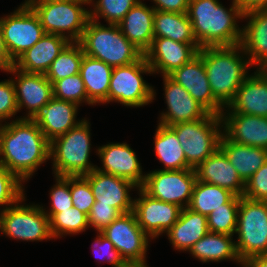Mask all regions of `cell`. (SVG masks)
Here are the masks:
<instances>
[{
    "label": "cell",
    "instance_id": "obj_1",
    "mask_svg": "<svg viewBox=\"0 0 267 267\" xmlns=\"http://www.w3.org/2000/svg\"><path fill=\"white\" fill-rule=\"evenodd\" d=\"M0 165L21 182L50 158V142L34 119L20 118L0 127Z\"/></svg>",
    "mask_w": 267,
    "mask_h": 267
},
{
    "label": "cell",
    "instance_id": "obj_2",
    "mask_svg": "<svg viewBox=\"0 0 267 267\" xmlns=\"http://www.w3.org/2000/svg\"><path fill=\"white\" fill-rule=\"evenodd\" d=\"M187 15L200 48L241 43L242 29L236 18H243L244 13L235 0L229 11L218 0H189Z\"/></svg>",
    "mask_w": 267,
    "mask_h": 267
},
{
    "label": "cell",
    "instance_id": "obj_3",
    "mask_svg": "<svg viewBox=\"0 0 267 267\" xmlns=\"http://www.w3.org/2000/svg\"><path fill=\"white\" fill-rule=\"evenodd\" d=\"M244 52L241 44L202 47L198 54L206 68L207 79L214 98L224 107L232 102L238 88L247 76L248 60L238 54Z\"/></svg>",
    "mask_w": 267,
    "mask_h": 267
},
{
    "label": "cell",
    "instance_id": "obj_4",
    "mask_svg": "<svg viewBox=\"0 0 267 267\" xmlns=\"http://www.w3.org/2000/svg\"><path fill=\"white\" fill-rule=\"evenodd\" d=\"M108 26L89 19L79 41L85 55L111 67L131 64L144 55L123 35L118 25Z\"/></svg>",
    "mask_w": 267,
    "mask_h": 267
},
{
    "label": "cell",
    "instance_id": "obj_5",
    "mask_svg": "<svg viewBox=\"0 0 267 267\" xmlns=\"http://www.w3.org/2000/svg\"><path fill=\"white\" fill-rule=\"evenodd\" d=\"M87 120H81L64 135L50 142V158L56 176H84L96 167L89 163L90 132Z\"/></svg>",
    "mask_w": 267,
    "mask_h": 267
},
{
    "label": "cell",
    "instance_id": "obj_6",
    "mask_svg": "<svg viewBox=\"0 0 267 267\" xmlns=\"http://www.w3.org/2000/svg\"><path fill=\"white\" fill-rule=\"evenodd\" d=\"M38 15L45 33L66 37L70 42H79L90 11L81 7L83 3L77 0H27ZM68 31L69 35L65 36ZM70 37V38H69Z\"/></svg>",
    "mask_w": 267,
    "mask_h": 267
},
{
    "label": "cell",
    "instance_id": "obj_7",
    "mask_svg": "<svg viewBox=\"0 0 267 267\" xmlns=\"http://www.w3.org/2000/svg\"><path fill=\"white\" fill-rule=\"evenodd\" d=\"M221 122L223 123L221 115L209 113L196 121L169 126L176 133L186 162L193 169L219 148L222 132H219L218 127Z\"/></svg>",
    "mask_w": 267,
    "mask_h": 267
},
{
    "label": "cell",
    "instance_id": "obj_8",
    "mask_svg": "<svg viewBox=\"0 0 267 267\" xmlns=\"http://www.w3.org/2000/svg\"><path fill=\"white\" fill-rule=\"evenodd\" d=\"M236 251L242 261L251 256L267 255V201L240 197L236 232Z\"/></svg>",
    "mask_w": 267,
    "mask_h": 267
},
{
    "label": "cell",
    "instance_id": "obj_9",
    "mask_svg": "<svg viewBox=\"0 0 267 267\" xmlns=\"http://www.w3.org/2000/svg\"><path fill=\"white\" fill-rule=\"evenodd\" d=\"M152 73L143 55L138 61L128 65L113 67L108 93V103L117 101L125 106L139 107L152 102L154 90L141 76V73Z\"/></svg>",
    "mask_w": 267,
    "mask_h": 267
},
{
    "label": "cell",
    "instance_id": "obj_10",
    "mask_svg": "<svg viewBox=\"0 0 267 267\" xmlns=\"http://www.w3.org/2000/svg\"><path fill=\"white\" fill-rule=\"evenodd\" d=\"M2 209L0 213V230L3 234L25 241H42L53 238L50 231L49 218L43 207L34 205H18ZM13 206V207H12Z\"/></svg>",
    "mask_w": 267,
    "mask_h": 267
},
{
    "label": "cell",
    "instance_id": "obj_11",
    "mask_svg": "<svg viewBox=\"0 0 267 267\" xmlns=\"http://www.w3.org/2000/svg\"><path fill=\"white\" fill-rule=\"evenodd\" d=\"M196 181L194 169L173 171L160 169L146 174L140 188L150 197L176 204L183 209L190 204Z\"/></svg>",
    "mask_w": 267,
    "mask_h": 267
},
{
    "label": "cell",
    "instance_id": "obj_12",
    "mask_svg": "<svg viewBox=\"0 0 267 267\" xmlns=\"http://www.w3.org/2000/svg\"><path fill=\"white\" fill-rule=\"evenodd\" d=\"M101 233L130 267H147L145 254L149 236L139 226L133 212L120 215Z\"/></svg>",
    "mask_w": 267,
    "mask_h": 267
},
{
    "label": "cell",
    "instance_id": "obj_13",
    "mask_svg": "<svg viewBox=\"0 0 267 267\" xmlns=\"http://www.w3.org/2000/svg\"><path fill=\"white\" fill-rule=\"evenodd\" d=\"M2 29L7 50L14 61L45 34L38 15L27 2L2 18Z\"/></svg>",
    "mask_w": 267,
    "mask_h": 267
},
{
    "label": "cell",
    "instance_id": "obj_14",
    "mask_svg": "<svg viewBox=\"0 0 267 267\" xmlns=\"http://www.w3.org/2000/svg\"><path fill=\"white\" fill-rule=\"evenodd\" d=\"M139 191L141 197L134 199L132 212L143 231L150 238H155L178 221L182 208L150 197L141 188Z\"/></svg>",
    "mask_w": 267,
    "mask_h": 267
},
{
    "label": "cell",
    "instance_id": "obj_15",
    "mask_svg": "<svg viewBox=\"0 0 267 267\" xmlns=\"http://www.w3.org/2000/svg\"><path fill=\"white\" fill-rule=\"evenodd\" d=\"M167 76L185 88L209 113L224 114L223 106L213 96L207 79L206 68L199 54Z\"/></svg>",
    "mask_w": 267,
    "mask_h": 267
},
{
    "label": "cell",
    "instance_id": "obj_16",
    "mask_svg": "<svg viewBox=\"0 0 267 267\" xmlns=\"http://www.w3.org/2000/svg\"><path fill=\"white\" fill-rule=\"evenodd\" d=\"M198 43H180L169 38H153L150 48L144 53L152 72L161 71L167 76L198 54Z\"/></svg>",
    "mask_w": 267,
    "mask_h": 267
},
{
    "label": "cell",
    "instance_id": "obj_17",
    "mask_svg": "<svg viewBox=\"0 0 267 267\" xmlns=\"http://www.w3.org/2000/svg\"><path fill=\"white\" fill-rule=\"evenodd\" d=\"M89 181L93 195L94 204H105L116 208L121 214L133 211L134 201L131 199L129 189L138 187L131 181L106 174L94 169L89 174L84 175Z\"/></svg>",
    "mask_w": 267,
    "mask_h": 267
},
{
    "label": "cell",
    "instance_id": "obj_18",
    "mask_svg": "<svg viewBox=\"0 0 267 267\" xmlns=\"http://www.w3.org/2000/svg\"><path fill=\"white\" fill-rule=\"evenodd\" d=\"M18 74L13 80L18 111L24 106L29 110L28 116L33 119L41 109L53 98V85L45 74L27 73L14 66L8 71Z\"/></svg>",
    "mask_w": 267,
    "mask_h": 267
},
{
    "label": "cell",
    "instance_id": "obj_19",
    "mask_svg": "<svg viewBox=\"0 0 267 267\" xmlns=\"http://www.w3.org/2000/svg\"><path fill=\"white\" fill-rule=\"evenodd\" d=\"M167 113H162L160 124L173 126L205 118L209 112L190 93L168 76H163Z\"/></svg>",
    "mask_w": 267,
    "mask_h": 267
},
{
    "label": "cell",
    "instance_id": "obj_20",
    "mask_svg": "<svg viewBox=\"0 0 267 267\" xmlns=\"http://www.w3.org/2000/svg\"><path fill=\"white\" fill-rule=\"evenodd\" d=\"M98 154L104 166L103 169L96 167L98 171L127 179L138 188L143 185L146 175H142L136 154L128 144L109 143L100 147Z\"/></svg>",
    "mask_w": 267,
    "mask_h": 267
},
{
    "label": "cell",
    "instance_id": "obj_21",
    "mask_svg": "<svg viewBox=\"0 0 267 267\" xmlns=\"http://www.w3.org/2000/svg\"><path fill=\"white\" fill-rule=\"evenodd\" d=\"M194 170L198 181L217 185L231 191L236 196H243L245 182L220 148Z\"/></svg>",
    "mask_w": 267,
    "mask_h": 267
},
{
    "label": "cell",
    "instance_id": "obj_22",
    "mask_svg": "<svg viewBox=\"0 0 267 267\" xmlns=\"http://www.w3.org/2000/svg\"><path fill=\"white\" fill-rule=\"evenodd\" d=\"M224 121L225 136L238 144L260 147L267 150V117L246 115L232 111Z\"/></svg>",
    "mask_w": 267,
    "mask_h": 267
},
{
    "label": "cell",
    "instance_id": "obj_23",
    "mask_svg": "<svg viewBox=\"0 0 267 267\" xmlns=\"http://www.w3.org/2000/svg\"><path fill=\"white\" fill-rule=\"evenodd\" d=\"M70 43L66 37L45 33L30 49L22 53L14 67L20 71L45 74L51 63Z\"/></svg>",
    "mask_w": 267,
    "mask_h": 267
},
{
    "label": "cell",
    "instance_id": "obj_24",
    "mask_svg": "<svg viewBox=\"0 0 267 267\" xmlns=\"http://www.w3.org/2000/svg\"><path fill=\"white\" fill-rule=\"evenodd\" d=\"M257 71L245 78L228 105L235 113L267 117V70Z\"/></svg>",
    "mask_w": 267,
    "mask_h": 267
},
{
    "label": "cell",
    "instance_id": "obj_25",
    "mask_svg": "<svg viewBox=\"0 0 267 267\" xmlns=\"http://www.w3.org/2000/svg\"><path fill=\"white\" fill-rule=\"evenodd\" d=\"M77 108L76 103L53 97L33 119L51 142L79 123L75 121Z\"/></svg>",
    "mask_w": 267,
    "mask_h": 267
},
{
    "label": "cell",
    "instance_id": "obj_26",
    "mask_svg": "<svg viewBox=\"0 0 267 267\" xmlns=\"http://www.w3.org/2000/svg\"><path fill=\"white\" fill-rule=\"evenodd\" d=\"M155 10L139 1L117 24L123 35L143 54L150 48L153 38Z\"/></svg>",
    "mask_w": 267,
    "mask_h": 267
},
{
    "label": "cell",
    "instance_id": "obj_27",
    "mask_svg": "<svg viewBox=\"0 0 267 267\" xmlns=\"http://www.w3.org/2000/svg\"><path fill=\"white\" fill-rule=\"evenodd\" d=\"M250 21L242 30L241 46L244 54H249L250 65L259 64L260 68L267 70V9L256 10L243 15Z\"/></svg>",
    "mask_w": 267,
    "mask_h": 267
},
{
    "label": "cell",
    "instance_id": "obj_28",
    "mask_svg": "<svg viewBox=\"0 0 267 267\" xmlns=\"http://www.w3.org/2000/svg\"><path fill=\"white\" fill-rule=\"evenodd\" d=\"M219 148L245 183L267 161L266 149L238 144L229 140L224 133L221 135Z\"/></svg>",
    "mask_w": 267,
    "mask_h": 267
},
{
    "label": "cell",
    "instance_id": "obj_29",
    "mask_svg": "<svg viewBox=\"0 0 267 267\" xmlns=\"http://www.w3.org/2000/svg\"><path fill=\"white\" fill-rule=\"evenodd\" d=\"M208 232L207 216L185 207L181 210L178 221L167 231V234L176 249L186 251Z\"/></svg>",
    "mask_w": 267,
    "mask_h": 267
},
{
    "label": "cell",
    "instance_id": "obj_30",
    "mask_svg": "<svg viewBox=\"0 0 267 267\" xmlns=\"http://www.w3.org/2000/svg\"><path fill=\"white\" fill-rule=\"evenodd\" d=\"M113 67L84 54L80 75L84 82L87 98L93 103L108 102L110 78Z\"/></svg>",
    "mask_w": 267,
    "mask_h": 267
},
{
    "label": "cell",
    "instance_id": "obj_31",
    "mask_svg": "<svg viewBox=\"0 0 267 267\" xmlns=\"http://www.w3.org/2000/svg\"><path fill=\"white\" fill-rule=\"evenodd\" d=\"M231 237L229 234H218L209 231L192 246L189 252L202 262L233 259L241 263L235 242L233 243Z\"/></svg>",
    "mask_w": 267,
    "mask_h": 267
},
{
    "label": "cell",
    "instance_id": "obj_32",
    "mask_svg": "<svg viewBox=\"0 0 267 267\" xmlns=\"http://www.w3.org/2000/svg\"><path fill=\"white\" fill-rule=\"evenodd\" d=\"M154 38H169L180 43H197L187 13L155 10L153 22Z\"/></svg>",
    "mask_w": 267,
    "mask_h": 267
},
{
    "label": "cell",
    "instance_id": "obj_33",
    "mask_svg": "<svg viewBox=\"0 0 267 267\" xmlns=\"http://www.w3.org/2000/svg\"><path fill=\"white\" fill-rule=\"evenodd\" d=\"M154 143L156 155L165 166L163 170L193 169L186 162L179 139L169 126L159 123Z\"/></svg>",
    "mask_w": 267,
    "mask_h": 267
},
{
    "label": "cell",
    "instance_id": "obj_34",
    "mask_svg": "<svg viewBox=\"0 0 267 267\" xmlns=\"http://www.w3.org/2000/svg\"><path fill=\"white\" fill-rule=\"evenodd\" d=\"M234 196V193L225 188L197 180L188 208L208 217L211 212L223 207Z\"/></svg>",
    "mask_w": 267,
    "mask_h": 267
},
{
    "label": "cell",
    "instance_id": "obj_35",
    "mask_svg": "<svg viewBox=\"0 0 267 267\" xmlns=\"http://www.w3.org/2000/svg\"><path fill=\"white\" fill-rule=\"evenodd\" d=\"M84 52L79 42H70L51 63L45 76L52 85L61 79L80 73Z\"/></svg>",
    "mask_w": 267,
    "mask_h": 267
},
{
    "label": "cell",
    "instance_id": "obj_36",
    "mask_svg": "<svg viewBox=\"0 0 267 267\" xmlns=\"http://www.w3.org/2000/svg\"><path fill=\"white\" fill-rule=\"evenodd\" d=\"M50 231L53 238L62 234H76L89 226L88 216L76 207L57 212L49 217Z\"/></svg>",
    "mask_w": 267,
    "mask_h": 267
},
{
    "label": "cell",
    "instance_id": "obj_37",
    "mask_svg": "<svg viewBox=\"0 0 267 267\" xmlns=\"http://www.w3.org/2000/svg\"><path fill=\"white\" fill-rule=\"evenodd\" d=\"M239 204L240 197L235 195L223 207L211 212L207 217L208 230L218 234H229L233 236L237 228Z\"/></svg>",
    "mask_w": 267,
    "mask_h": 267
},
{
    "label": "cell",
    "instance_id": "obj_38",
    "mask_svg": "<svg viewBox=\"0 0 267 267\" xmlns=\"http://www.w3.org/2000/svg\"><path fill=\"white\" fill-rule=\"evenodd\" d=\"M53 97L73 102L77 105L82 103V101L93 105L87 98L84 82L80 73L56 81L53 84Z\"/></svg>",
    "mask_w": 267,
    "mask_h": 267
},
{
    "label": "cell",
    "instance_id": "obj_39",
    "mask_svg": "<svg viewBox=\"0 0 267 267\" xmlns=\"http://www.w3.org/2000/svg\"><path fill=\"white\" fill-rule=\"evenodd\" d=\"M140 0H98L94 10L90 11V19L97 21V16L106 18L108 24L117 25L126 13Z\"/></svg>",
    "mask_w": 267,
    "mask_h": 267
},
{
    "label": "cell",
    "instance_id": "obj_40",
    "mask_svg": "<svg viewBox=\"0 0 267 267\" xmlns=\"http://www.w3.org/2000/svg\"><path fill=\"white\" fill-rule=\"evenodd\" d=\"M70 192L73 206L88 216L95 203L89 181L84 176H70Z\"/></svg>",
    "mask_w": 267,
    "mask_h": 267
},
{
    "label": "cell",
    "instance_id": "obj_41",
    "mask_svg": "<svg viewBox=\"0 0 267 267\" xmlns=\"http://www.w3.org/2000/svg\"><path fill=\"white\" fill-rule=\"evenodd\" d=\"M21 184L13 173L0 165V205H15L24 196Z\"/></svg>",
    "mask_w": 267,
    "mask_h": 267
},
{
    "label": "cell",
    "instance_id": "obj_42",
    "mask_svg": "<svg viewBox=\"0 0 267 267\" xmlns=\"http://www.w3.org/2000/svg\"><path fill=\"white\" fill-rule=\"evenodd\" d=\"M57 183L50 192L52 201L51 209L45 212L49 218L52 214L62 212L73 207L72 196L70 192V176H56Z\"/></svg>",
    "mask_w": 267,
    "mask_h": 267
},
{
    "label": "cell",
    "instance_id": "obj_43",
    "mask_svg": "<svg viewBox=\"0 0 267 267\" xmlns=\"http://www.w3.org/2000/svg\"><path fill=\"white\" fill-rule=\"evenodd\" d=\"M243 197L254 201H267V161L245 183Z\"/></svg>",
    "mask_w": 267,
    "mask_h": 267
},
{
    "label": "cell",
    "instance_id": "obj_44",
    "mask_svg": "<svg viewBox=\"0 0 267 267\" xmlns=\"http://www.w3.org/2000/svg\"><path fill=\"white\" fill-rule=\"evenodd\" d=\"M120 215L122 214L114 207L105 204H94L88 214V225L101 232Z\"/></svg>",
    "mask_w": 267,
    "mask_h": 267
},
{
    "label": "cell",
    "instance_id": "obj_45",
    "mask_svg": "<svg viewBox=\"0 0 267 267\" xmlns=\"http://www.w3.org/2000/svg\"><path fill=\"white\" fill-rule=\"evenodd\" d=\"M17 111L13 80L0 82V121L12 117Z\"/></svg>",
    "mask_w": 267,
    "mask_h": 267
},
{
    "label": "cell",
    "instance_id": "obj_46",
    "mask_svg": "<svg viewBox=\"0 0 267 267\" xmlns=\"http://www.w3.org/2000/svg\"><path fill=\"white\" fill-rule=\"evenodd\" d=\"M94 242L93 251L97 253L99 258H101V256L104 259L108 258V262L112 264L113 267H130L120 256L119 251L115 249L113 243L101 232H99L98 238Z\"/></svg>",
    "mask_w": 267,
    "mask_h": 267
},
{
    "label": "cell",
    "instance_id": "obj_47",
    "mask_svg": "<svg viewBox=\"0 0 267 267\" xmlns=\"http://www.w3.org/2000/svg\"><path fill=\"white\" fill-rule=\"evenodd\" d=\"M157 11L174 12V13H187L189 0H153Z\"/></svg>",
    "mask_w": 267,
    "mask_h": 267
},
{
    "label": "cell",
    "instance_id": "obj_48",
    "mask_svg": "<svg viewBox=\"0 0 267 267\" xmlns=\"http://www.w3.org/2000/svg\"><path fill=\"white\" fill-rule=\"evenodd\" d=\"M15 64L11 58L3 37L2 18H0V69L8 72Z\"/></svg>",
    "mask_w": 267,
    "mask_h": 267
},
{
    "label": "cell",
    "instance_id": "obj_49",
    "mask_svg": "<svg viewBox=\"0 0 267 267\" xmlns=\"http://www.w3.org/2000/svg\"><path fill=\"white\" fill-rule=\"evenodd\" d=\"M235 3L244 14L267 9V0H235Z\"/></svg>",
    "mask_w": 267,
    "mask_h": 267
},
{
    "label": "cell",
    "instance_id": "obj_50",
    "mask_svg": "<svg viewBox=\"0 0 267 267\" xmlns=\"http://www.w3.org/2000/svg\"><path fill=\"white\" fill-rule=\"evenodd\" d=\"M243 267H267V255L251 256L241 261Z\"/></svg>",
    "mask_w": 267,
    "mask_h": 267
},
{
    "label": "cell",
    "instance_id": "obj_51",
    "mask_svg": "<svg viewBox=\"0 0 267 267\" xmlns=\"http://www.w3.org/2000/svg\"><path fill=\"white\" fill-rule=\"evenodd\" d=\"M77 1H81V2L86 3V4H90L93 0H77Z\"/></svg>",
    "mask_w": 267,
    "mask_h": 267
}]
</instances>
